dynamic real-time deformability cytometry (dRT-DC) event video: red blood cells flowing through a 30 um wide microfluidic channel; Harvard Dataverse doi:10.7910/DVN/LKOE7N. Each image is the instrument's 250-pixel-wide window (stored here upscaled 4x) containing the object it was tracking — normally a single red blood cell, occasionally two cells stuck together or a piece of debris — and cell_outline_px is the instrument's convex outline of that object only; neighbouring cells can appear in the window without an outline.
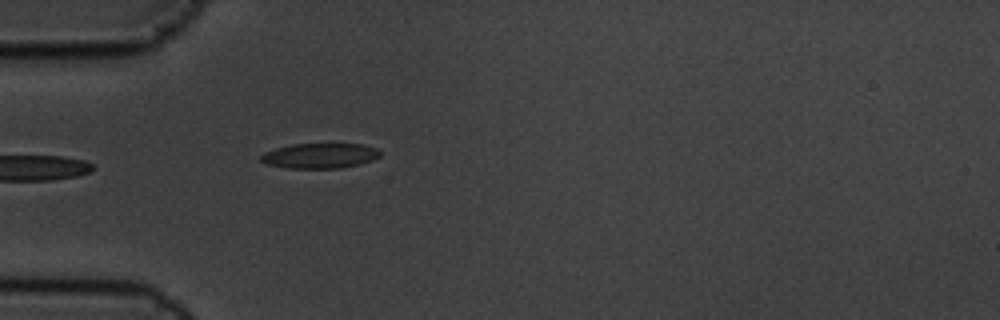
{"species": "common noctule bat (a hibernating species)", "species_latin": "Nyctalus noctula", "temperature_condition": "cold", "stored_images_in_passage": 1, "camera_frame_rate_fps": 3000, "um_per_image_px": 0.085, "animal": {"sex": "male", "body_mass_g": 19.5, "forearm_length_mm": 54.6}, "frame": {"image": 1, "passage_image": 1, "time_ms": 0.0, "image_size_px": [1000, 320], "cell_outline_px": [[380, 156], [372, 160], [360, 164], [340, 168], [288, 168], [268, 164], [260, 160], [260, 156], [264, 152], [276, 148], [292, 144], [364, 144], [376, 148], [380, 152]], "centroid_in_image_um": [27.2, 13.23], "position_along_channel_um": 57.8, "area_um2": 17.4}}